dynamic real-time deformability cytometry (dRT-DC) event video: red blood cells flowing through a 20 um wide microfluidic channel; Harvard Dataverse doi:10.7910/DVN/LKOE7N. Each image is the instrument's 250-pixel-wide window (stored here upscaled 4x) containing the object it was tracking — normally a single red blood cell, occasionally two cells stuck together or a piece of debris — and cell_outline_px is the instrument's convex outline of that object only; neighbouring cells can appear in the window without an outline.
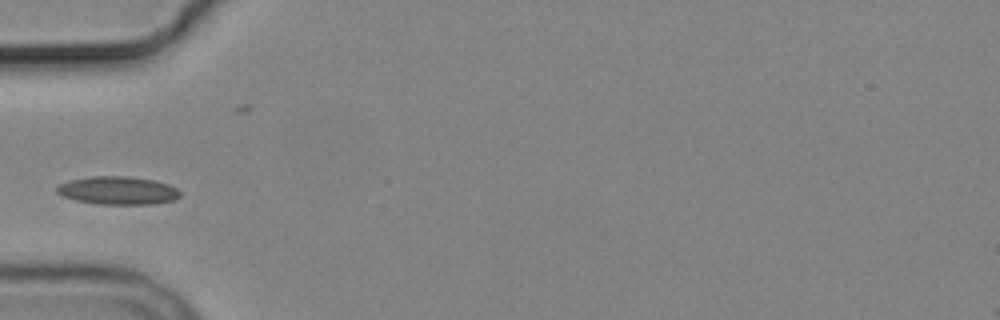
{"species": "common noctule bat (a hibernating species)", "species_latin": "Nyctalus noctula", "temperature_condition": "cold", "stored_images_in_passage": 7, "camera_frame_rate_fps": 3000, "um_per_image_px": 0.085, "animal": {"sex": "male", "body_mass_g": 19.2, "forearm_length_mm": 51.8}, "frame": {"image": 1, "passage_image": 4, "time_ms": 3.667, "image_size_px": [1000, 320], "cell_outline_px": [[180, 196], [176, 200], [156, 204], [96, 204], [76, 200], [64, 196], [56, 192], [56, 188], [60, 184], [68, 180], [92, 176], [128, 176], [156, 180], [168, 184], [176, 188], [180, 192]], "centroid_in_image_um": [10.05, 16.19], "position_along_channel_um": 75.0, "area_um2": 20.35}}
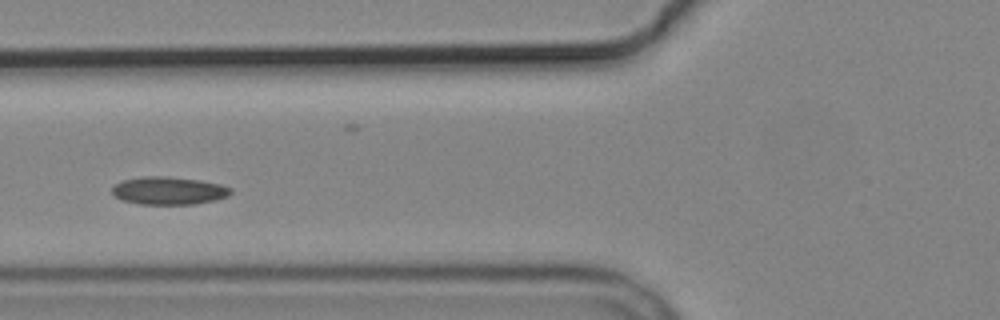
{"frame": {"image": 2, "passage_image": 5, "time_ms": 4.667, "image_size_px": [1000, 320], "cell_outline_px": [[232, 192], [228, 196], [216, 200], [192, 204], [140, 204], [124, 200], [116, 196], [112, 192], [112, 188], [116, 184], [124, 180], [144, 176], [164, 176], [200, 180], [220, 184], [232, 188]], "centroid_in_image_um": [14.38, 16.2], "position_along_channel_um": 111.4, "area_um2": 19.07}}
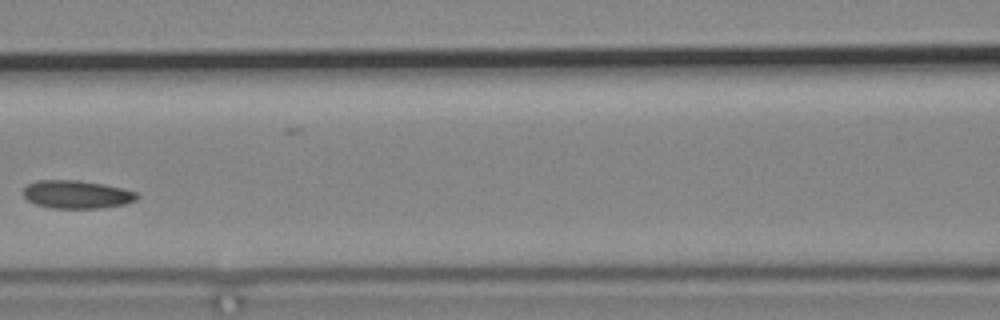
{"frame": {"image": 3, "passage_image": 6, "time_ms": 6.0, "image_size_px": [1000, 320], "cell_outline_px": [[140, 196], [136, 200], [124, 204], [100, 208], [52, 208], [36, 204], [28, 200], [24, 196], [24, 188], [28, 184], [36, 180], [76, 180], [104, 184], [124, 188], [136, 192]], "centroid_in_image_um": [6.55, 16.52], "position_along_channel_um": 160.1, "area_um2": 18.61}}